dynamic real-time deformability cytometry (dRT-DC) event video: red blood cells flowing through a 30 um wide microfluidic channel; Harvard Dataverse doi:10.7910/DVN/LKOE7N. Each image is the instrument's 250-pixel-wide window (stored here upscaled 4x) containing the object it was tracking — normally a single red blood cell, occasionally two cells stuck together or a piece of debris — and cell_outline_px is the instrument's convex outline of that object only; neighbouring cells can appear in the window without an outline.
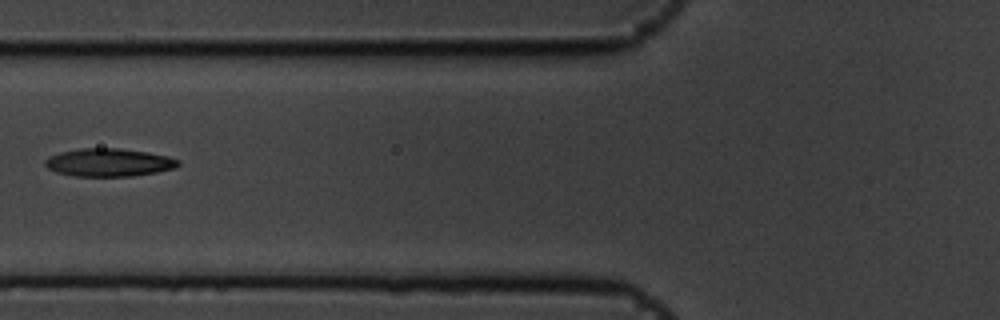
{"species": "common noctule bat (a hibernating species)", "species_latin": "Nyctalus noctula", "temperature_condition": "cold", "stored_images_in_passage": 9, "camera_frame_rate_fps": 3000, "um_per_image_px": 0.085, "animal": {"sex": "male", "body_mass_g": 19.5, "forearm_length_mm": 54.6}, "frame": {"image": 1, "passage_image": 7, "time_ms": 2.0, "image_size_px": [1000, 320], "cell_outline_px": [[180, 164], [176, 168], [156, 172], [132, 176], [72, 176], [56, 172], [48, 168], [44, 164], [44, 160], [48, 156], [60, 152], [80, 148], [120, 148], [148, 152], [168, 156], [180, 160]], "centroid_in_image_um": [9.25, 13.8], "position_along_channel_um": 116.6, "area_um2": 21.91}}
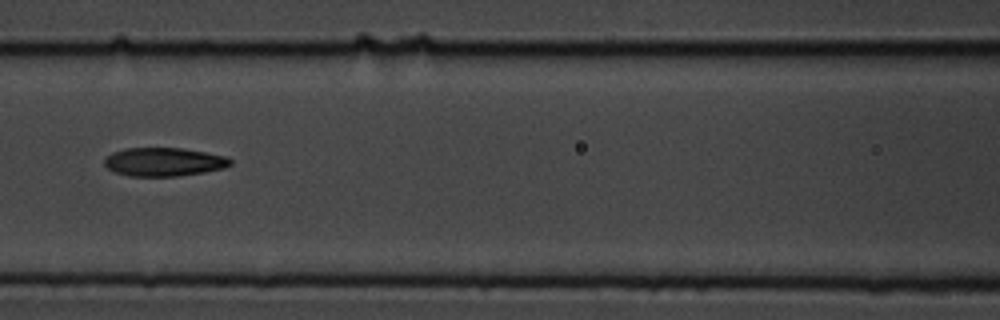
{"frame": {"image": 2, "passage_image": 8, "time_ms": 2.333, "image_size_px": [1000, 320], "cell_outline_px": [[232, 164], [224, 168], [204, 172], [176, 176], [128, 176], [116, 172], [108, 168], [104, 164], [104, 160], [112, 152], [124, 148], [184, 148], [228, 156], [232, 160]], "centroid_in_image_um": [13.96, 13.75], "position_along_channel_um": 152.6, "area_um2": 21.04}}
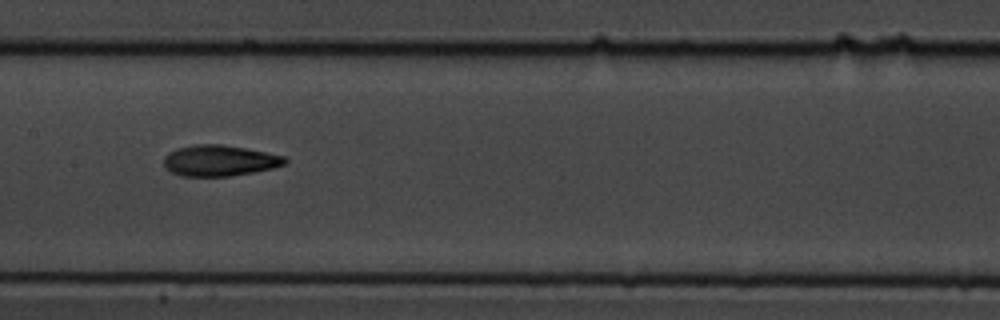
{"frame": {"image": 3, "passage_image": 9, "time_ms": 2.667, "image_size_px": [1000, 320], "cell_outline_px": [[288, 160], [284, 164], [272, 168], [232, 176], [180, 176], [164, 168], [164, 156], [168, 152], [176, 148], [196, 144], [220, 144], [244, 148], [284, 156]], "centroid_in_image_um": [18.6, 13.65], "position_along_channel_um": 188.8, "area_um2": 21.79}}